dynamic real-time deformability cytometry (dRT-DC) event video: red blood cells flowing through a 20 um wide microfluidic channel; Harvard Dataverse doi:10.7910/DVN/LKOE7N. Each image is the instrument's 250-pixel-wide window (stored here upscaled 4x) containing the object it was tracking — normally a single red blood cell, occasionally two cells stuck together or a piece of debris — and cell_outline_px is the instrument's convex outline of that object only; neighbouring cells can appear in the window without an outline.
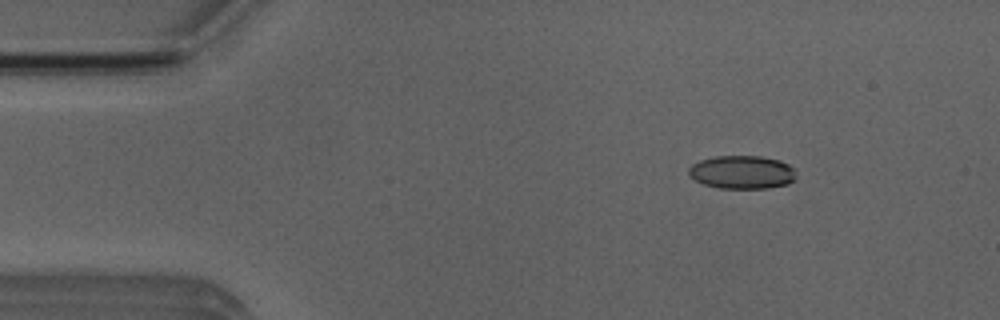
{"species": "Egyptian fruit bat (a non-hibernating species)", "species_latin": "Rousettus aegyptiacus", "temperature_condition": "room temperature", "stored_images_in_passage": 4, "camera_frame_rate_fps": 3000, "um_per_image_px": 0.085, "animal": {"sex": "male"}, "frame": {"image": 1, "passage_image": 2, "time_ms": 1.333, "image_size_px": [1000, 320], "cell_outline_px": [[796, 180], [788, 184], [768, 188], [720, 188], [704, 184], [688, 176], [688, 168], [692, 164], [700, 160], [716, 156], [760, 156], [780, 160], [796, 168]], "centroid_in_image_um": [63.11, 14.63], "position_along_channel_um": 21.9, "area_um2": 21.1}}